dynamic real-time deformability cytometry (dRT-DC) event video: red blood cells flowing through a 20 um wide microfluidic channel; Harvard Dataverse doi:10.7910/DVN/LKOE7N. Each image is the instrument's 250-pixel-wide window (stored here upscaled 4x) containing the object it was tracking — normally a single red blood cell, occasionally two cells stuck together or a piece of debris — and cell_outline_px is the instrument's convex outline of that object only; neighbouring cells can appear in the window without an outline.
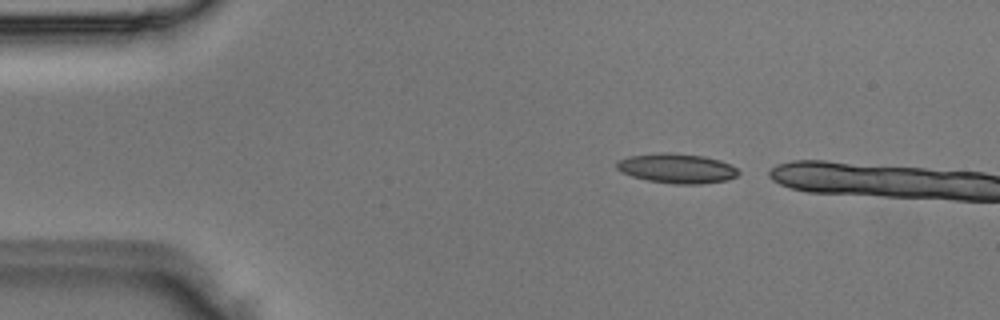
{"species": "Egyptian fruit bat (a non-hibernating species)", "species_latin": "Rousettus aegyptiacus", "temperature_condition": "room temperature", "stored_images_in_passage": 2, "camera_frame_rate_fps": 3000, "um_per_image_px": 0.085, "animal": {"sex": "male"}, "frame": {"image": 1, "passage_image": 1, "time_ms": 0.0, "image_size_px": [1000, 320], "cell_outline_px": [[740, 172], [736, 176], [728, 180], [700, 184], [676, 184], [648, 180], [632, 176], [616, 168], [616, 160], [628, 156], [660, 152], [668, 152], [704, 156], [720, 160], [736, 168]], "centroid_in_image_um": [57.52, 14.3], "position_along_channel_um": 27.5, "area_um2": 21.04}}